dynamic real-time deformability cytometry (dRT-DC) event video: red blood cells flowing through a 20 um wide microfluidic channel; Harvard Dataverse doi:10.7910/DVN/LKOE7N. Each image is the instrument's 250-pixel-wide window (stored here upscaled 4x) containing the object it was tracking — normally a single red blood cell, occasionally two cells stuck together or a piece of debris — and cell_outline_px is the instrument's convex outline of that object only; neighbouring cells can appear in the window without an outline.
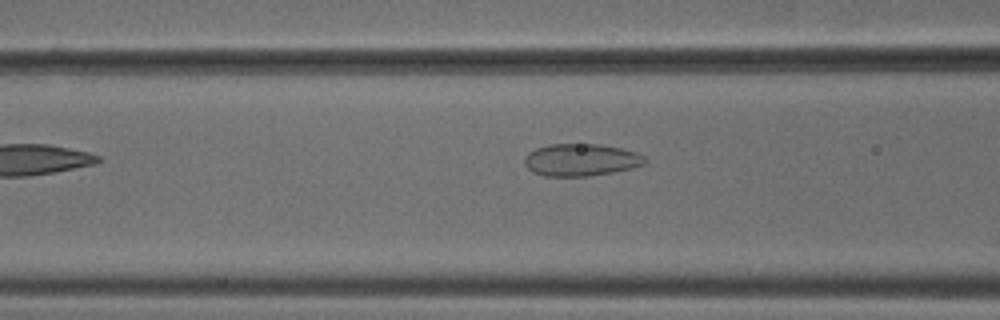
{"species": "common noctule bat (a hibernating species)", "species_latin": "Nyctalus noctula", "temperature_condition": "cold", "stored_images_in_passage": 32, "camera_frame_rate_fps": 3000, "um_per_image_px": 0.085, "animal": {"sex": "male", "body_mass_g": 18.8}, "frame": {"image": 1, "passage_image": 5, "time_ms": 1.333, "image_size_px": [1000, 320], "cell_outline_px": [[648, 160], [644, 164], [632, 168], [612, 172], [588, 176], [544, 176], [532, 172], [524, 164], [524, 156], [528, 152], [536, 148], [548, 144], [600, 144], [620, 148], [636, 152], [644, 156]], "centroid_in_image_um": [49.36, 13.59], "position_along_channel_um": 117.2, "area_um2": 22.77}}
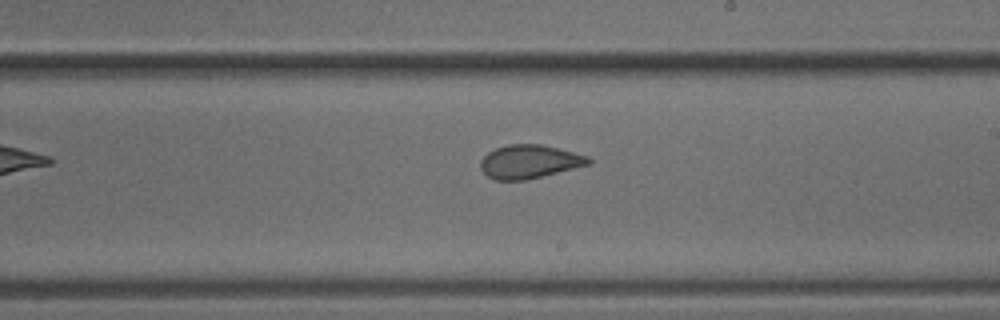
{"frame": {"image": 2, "passage_image": 15, "time_ms": 4.667, "image_size_px": [1000, 320], "cell_outline_px": [[592, 164], [528, 180], [496, 180], [488, 176], [480, 168], [480, 160], [488, 152], [496, 148], [508, 144], [540, 144], [588, 156], [592, 160]], "centroid_in_image_um": [45.01, 13.75], "position_along_channel_um": 244.0, "area_um2": 21.15}}
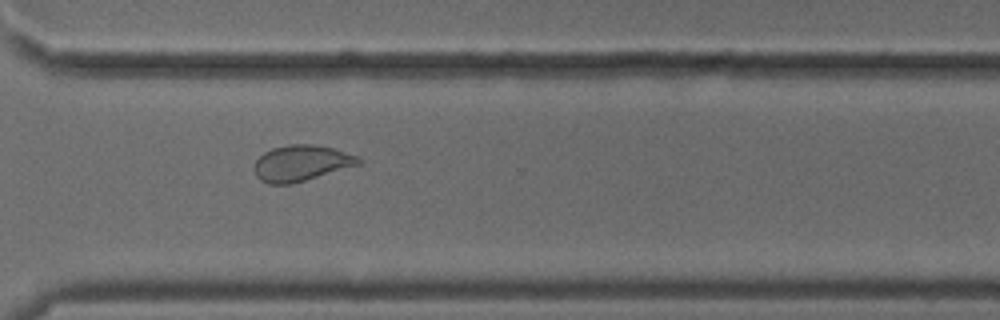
{"frame": {"image": 3, "passage_image": 23, "time_ms": 7.333, "image_size_px": [1000, 320], "cell_outline_px": [[364, 160], [360, 164], [292, 184], [268, 184], [260, 180], [256, 176], [256, 160], [264, 152], [272, 148], [288, 144], [312, 144], [332, 148], [356, 156]], "centroid_in_image_um": [25.6, 13.87], "position_along_channel_um": 345.0, "area_um2": 21.62}, "authors_computed_cell_mechanics": {"area_um2": 21.5305, "velocity_mm_per_s": 3.7939, "shape_relaxation_time_tau1_ms": null, "shape_relaxation_time_tau2_ms": 1.2289, "deformation_change_tau1": null, "deformation_change_tau2": 0.077}}